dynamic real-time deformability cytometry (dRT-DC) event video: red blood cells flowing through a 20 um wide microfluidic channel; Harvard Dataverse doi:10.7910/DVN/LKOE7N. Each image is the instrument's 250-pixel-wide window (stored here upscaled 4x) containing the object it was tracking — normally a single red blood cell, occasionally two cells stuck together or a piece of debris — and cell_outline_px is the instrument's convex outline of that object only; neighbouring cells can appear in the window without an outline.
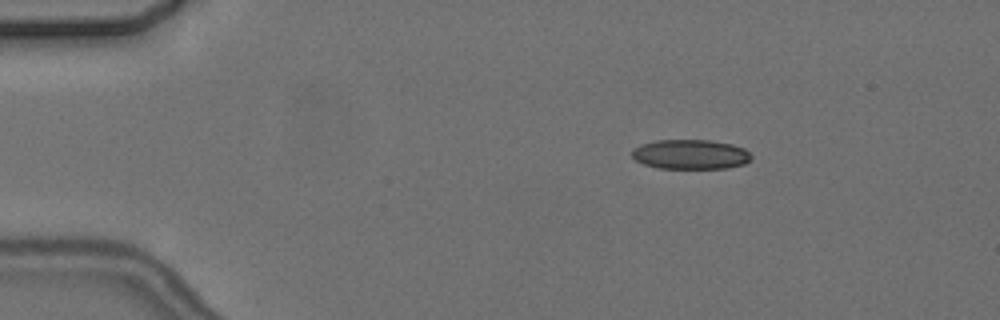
{"species": "common noctule bat (a hibernating species)", "species_latin": "Nyctalus noctula", "temperature_condition": "cold", "stored_images_in_passage": 10, "camera_frame_rate_fps": 3000, "um_per_image_px": 0.085, "animal": {"sex": "female", "body_mass_g": 24.6, "forearm_length_mm": 56.2}, "frame": {"image": 1, "passage_image": 2, "time_ms": 1.333, "image_size_px": [1000, 320], "cell_outline_px": [[752, 156], [744, 164], [728, 168], [656, 168], [644, 164], [636, 160], [632, 156], [632, 148], [640, 144], [656, 140], [712, 140], [732, 144], [744, 148]], "centroid_in_image_um": [58.67, 13.11], "position_along_channel_um": 26.3, "area_um2": 20.69}}
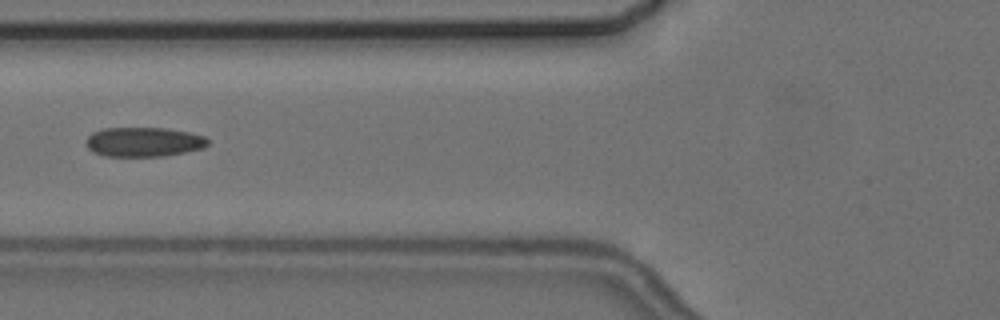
{"frame": {"image": 2, "passage_image": 5, "time_ms": 5.667, "image_size_px": [1000, 320], "cell_outline_px": [[208, 144], [204, 148], [164, 156], [104, 156], [92, 152], [88, 148], [88, 136], [92, 132], [104, 128], [164, 128], [188, 132], [204, 136], [208, 140]], "centroid_in_image_um": [12.21, 12.07], "position_along_channel_um": 113.6, "area_um2": 20.81}}
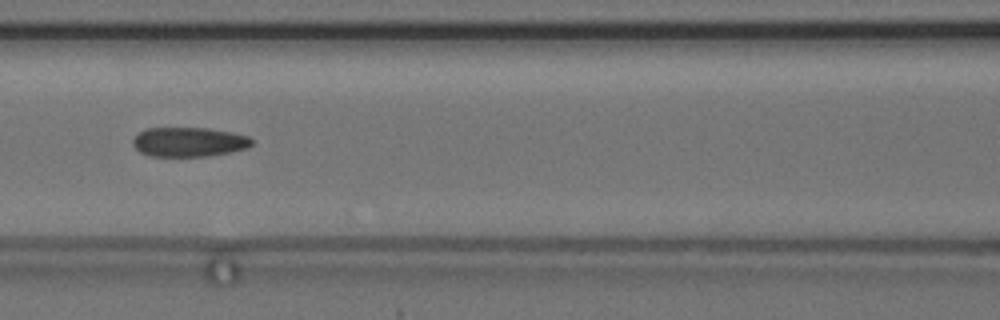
{"frame": {"image": 3, "passage_image": 6, "time_ms": 6.667, "image_size_px": [1000, 320], "cell_outline_px": [[252, 144], [248, 148], [232, 152], [208, 156], [152, 156], [140, 152], [132, 144], [132, 140], [144, 128], [208, 128], [232, 132], [248, 136], [252, 140]], "centroid_in_image_um": [16.07, 12.06], "position_along_channel_um": 150.5, "area_um2": 20.46}}